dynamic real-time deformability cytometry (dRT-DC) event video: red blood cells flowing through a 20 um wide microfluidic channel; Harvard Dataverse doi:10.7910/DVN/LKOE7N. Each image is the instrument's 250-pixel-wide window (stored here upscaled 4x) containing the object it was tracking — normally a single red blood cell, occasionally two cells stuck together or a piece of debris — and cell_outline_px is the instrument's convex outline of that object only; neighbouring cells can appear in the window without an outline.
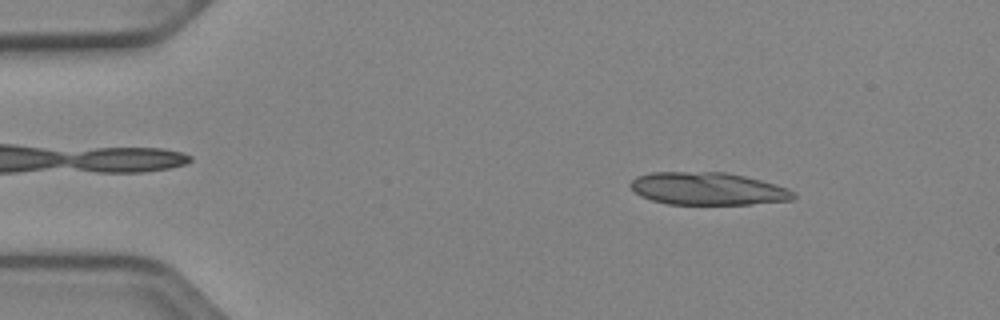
{"species": "Egyptian fruit bat (a non-hibernating species)", "species_latin": "Rousettus aegyptiacus", "temperature_condition": "cold", "stored_images_in_passage": 48, "segment_of_instrument_passage": [1, 2], "camera_frame_rate_fps": 3000, "um_per_image_px": 0.085, "animal": {"sex": "female"}, "frame": {"image": 1, "passage_image": 4, "time_ms": 1.0, "image_size_px": [1000, 320], "cell_outline_px": [[796, 196], [792, 200], [752, 204], [668, 204], [652, 200], [640, 196], [628, 184], [636, 176], [648, 172], [724, 172], [744, 176], [760, 180], [788, 188], [796, 192]], "centroid_in_image_um": [60.15, 16.04], "position_along_channel_um": 24.8, "area_um2": 31.04}}